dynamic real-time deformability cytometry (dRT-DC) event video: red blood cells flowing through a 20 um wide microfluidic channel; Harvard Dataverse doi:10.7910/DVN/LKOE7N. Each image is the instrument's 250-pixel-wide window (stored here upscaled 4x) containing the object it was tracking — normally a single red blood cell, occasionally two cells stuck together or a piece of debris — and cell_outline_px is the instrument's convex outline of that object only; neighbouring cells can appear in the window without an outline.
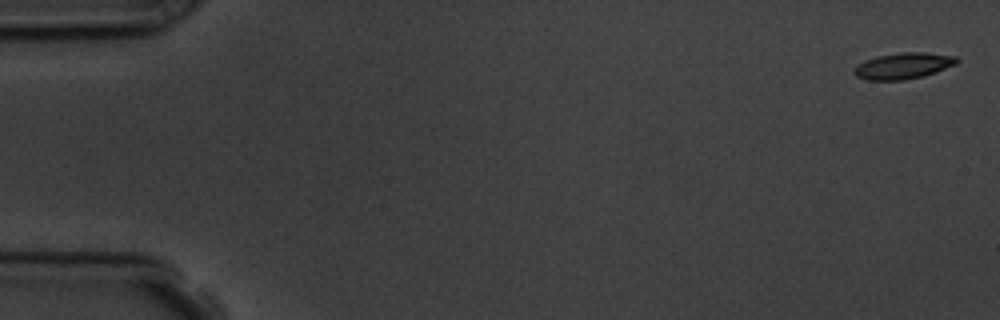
{"species": "common noctule bat (a hibernating species)", "species_latin": "Nyctalus noctula", "temperature_condition": "room temperature", "stored_images_in_passage": 6, "camera_frame_rate_fps": 3000, "um_per_image_px": 0.085, "animal": {"sex": "male", "body_mass_g": 19.5, "forearm_length_mm": 54.6}, "frame": {"image": 1, "passage_image": 1, "time_ms": 0.0, "image_size_px": [1000, 320], "cell_outline_px": [[960, 60], [956, 64], [924, 76], [904, 80], [868, 80], [856, 76], [852, 72], [864, 60], [876, 56], [900, 52], [924, 52], [956, 56]], "centroid_in_image_um": [76.79, 5.59], "position_along_channel_um": 8.2, "area_um2": 15.66}}
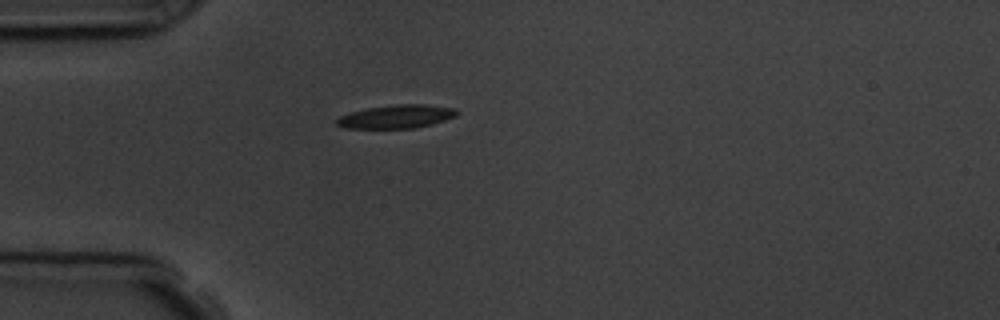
{"frame": {"image": 2, "passage_image": 5, "time_ms": 4.667, "image_size_px": [1000, 320], "cell_outline_px": [[460, 112], [456, 116], [432, 124], [416, 128], [344, 128], [336, 124], [336, 120], [340, 116], [352, 112], [368, 108], [396, 104], [424, 104], [456, 108]], "centroid_in_image_um": [33.74, 9.9], "position_along_channel_um": 51.3, "area_um2": 16.36}}